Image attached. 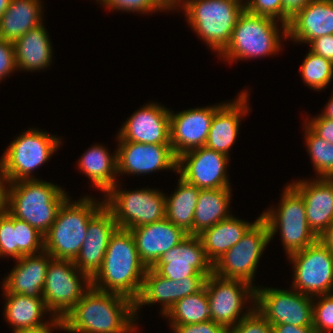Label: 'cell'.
Instances as JSON below:
<instances>
[{
	"label": "cell",
	"instance_id": "obj_1",
	"mask_svg": "<svg viewBox=\"0 0 333 333\" xmlns=\"http://www.w3.org/2000/svg\"><path fill=\"white\" fill-rule=\"evenodd\" d=\"M136 317L133 300L91 287L62 319V330L70 333H135Z\"/></svg>",
	"mask_w": 333,
	"mask_h": 333
},
{
	"label": "cell",
	"instance_id": "obj_2",
	"mask_svg": "<svg viewBox=\"0 0 333 333\" xmlns=\"http://www.w3.org/2000/svg\"><path fill=\"white\" fill-rule=\"evenodd\" d=\"M146 269L130 230L118 228L110 238L102 266L91 278V284L94 289L118 293L135 301Z\"/></svg>",
	"mask_w": 333,
	"mask_h": 333
},
{
	"label": "cell",
	"instance_id": "obj_3",
	"mask_svg": "<svg viewBox=\"0 0 333 333\" xmlns=\"http://www.w3.org/2000/svg\"><path fill=\"white\" fill-rule=\"evenodd\" d=\"M68 197L60 186L39 179L5 183L4 209L45 235Z\"/></svg>",
	"mask_w": 333,
	"mask_h": 333
},
{
	"label": "cell",
	"instance_id": "obj_4",
	"mask_svg": "<svg viewBox=\"0 0 333 333\" xmlns=\"http://www.w3.org/2000/svg\"><path fill=\"white\" fill-rule=\"evenodd\" d=\"M104 205V201L96 202L90 196L77 202H70L68 197L44 235V251L53 259L74 261L86 238L89 220Z\"/></svg>",
	"mask_w": 333,
	"mask_h": 333
},
{
	"label": "cell",
	"instance_id": "obj_5",
	"mask_svg": "<svg viewBox=\"0 0 333 333\" xmlns=\"http://www.w3.org/2000/svg\"><path fill=\"white\" fill-rule=\"evenodd\" d=\"M182 9L193 31L220 54L228 45L245 7L237 0H187Z\"/></svg>",
	"mask_w": 333,
	"mask_h": 333
},
{
	"label": "cell",
	"instance_id": "obj_6",
	"mask_svg": "<svg viewBox=\"0 0 333 333\" xmlns=\"http://www.w3.org/2000/svg\"><path fill=\"white\" fill-rule=\"evenodd\" d=\"M61 140L47 132L31 128L15 138L0 159V175L5 183L37 179L36 168L58 150ZM31 174V175H30Z\"/></svg>",
	"mask_w": 333,
	"mask_h": 333
},
{
	"label": "cell",
	"instance_id": "obj_7",
	"mask_svg": "<svg viewBox=\"0 0 333 333\" xmlns=\"http://www.w3.org/2000/svg\"><path fill=\"white\" fill-rule=\"evenodd\" d=\"M276 22L275 19L251 14L244 9L228 45L219 56L231 62L276 54L281 48V35Z\"/></svg>",
	"mask_w": 333,
	"mask_h": 333
},
{
	"label": "cell",
	"instance_id": "obj_8",
	"mask_svg": "<svg viewBox=\"0 0 333 333\" xmlns=\"http://www.w3.org/2000/svg\"><path fill=\"white\" fill-rule=\"evenodd\" d=\"M260 216L268 226L270 241L280 231L288 256L318 240L307 223L304 198L291 184L285 186L278 209H267Z\"/></svg>",
	"mask_w": 333,
	"mask_h": 333
},
{
	"label": "cell",
	"instance_id": "obj_9",
	"mask_svg": "<svg viewBox=\"0 0 333 333\" xmlns=\"http://www.w3.org/2000/svg\"><path fill=\"white\" fill-rule=\"evenodd\" d=\"M114 185L104 204L112 212L118 228L130 230L166 218L165 195L159 190L142 188L126 191Z\"/></svg>",
	"mask_w": 333,
	"mask_h": 333
},
{
	"label": "cell",
	"instance_id": "obj_10",
	"mask_svg": "<svg viewBox=\"0 0 333 333\" xmlns=\"http://www.w3.org/2000/svg\"><path fill=\"white\" fill-rule=\"evenodd\" d=\"M91 287V278L73 261L53 259L47 269L42 296L50 314L63 319Z\"/></svg>",
	"mask_w": 333,
	"mask_h": 333
},
{
	"label": "cell",
	"instance_id": "obj_11",
	"mask_svg": "<svg viewBox=\"0 0 333 333\" xmlns=\"http://www.w3.org/2000/svg\"><path fill=\"white\" fill-rule=\"evenodd\" d=\"M269 242L268 226L259 216L241 240L213 263V273L243 280L252 286L259 260Z\"/></svg>",
	"mask_w": 333,
	"mask_h": 333
},
{
	"label": "cell",
	"instance_id": "obj_12",
	"mask_svg": "<svg viewBox=\"0 0 333 333\" xmlns=\"http://www.w3.org/2000/svg\"><path fill=\"white\" fill-rule=\"evenodd\" d=\"M204 286L211 320L227 329L235 326L255 308L253 304L252 308L241 314L244 304L250 302L248 300L255 303V286L243 280L227 279L212 273L206 278Z\"/></svg>",
	"mask_w": 333,
	"mask_h": 333
},
{
	"label": "cell",
	"instance_id": "obj_13",
	"mask_svg": "<svg viewBox=\"0 0 333 333\" xmlns=\"http://www.w3.org/2000/svg\"><path fill=\"white\" fill-rule=\"evenodd\" d=\"M287 257L294 265L291 288L311 297L332 292L333 256L319 240Z\"/></svg>",
	"mask_w": 333,
	"mask_h": 333
},
{
	"label": "cell",
	"instance_id": "obj_14",
	"mask_svg": "<svg viewBox=\"0 0 333 333\" xmlns=\"http://www.w3.org/2000/svg\"><path fill=\"white\" fill-rule=\"evenodd\" d=\"M255 308L272 325H313V297L297 290L255 287Z\"/></svg>",
	"mask_w": 333,
	"mask_h": 333
},
{
	"label": "cell",
	"instance_id": "obj_15",
	"mask_svg": "<svg viewBox=\"0 0 333 333\" xmlns=\"http://www.w3.org/2000/svg\"><path fill=\"white\" fill-rule=\"evenodd\" d=\"M229 156L205 146L177 157V173L199 189L231 188L227 176Z\"/></svg>",
	"mask_w": 333,
	"mask_h": 333
},
{
	"label": "cell",
	"instance_id": "obj_16",
	"mask_svg": "<svg viewBox=\"0 0 333 333\" xmlns=\"http://www.w3.org/2000/svg\"><path fill=\"white\" fill-rule=\"evenodd\" d=\"M161 276L176 280L185 277H208L213 264L207 258L197 235H187L178 245L164 253L152 267Z\"/></svg>",
	"mask_w": 333,
	"mask_h": 333
},
{
	"label": "cell",
	"instance_id": "obj_17",
	"mask_svg": "<svg viewBox=\"0 0 333 333\" xmlns=\"http://www.w3.org/2000/svg\"><path fill=\"white\" fill-rule=\"evenodd\" d=\"M118 141L117 174L140 175L164 169L177 171V157L170 144Z\"/></svg>",
	"mask_w": 333,
	"mask_h": 333
},
{
	"label": "cell",
	"instance_id": "obj_18",
	"mask_svg": "<svg viewBox=\"0 0 333 333\" xmlns=\"http://www.w3.org/2000/svg\"><path fill=\"white\" fill-rule=\"evenodd\" d=\"M221 105L186 109L176 114L170 111V145L176 157L205 146L213 116Z\"/></svg>",
	"mask_w": 333,
	"mask_h": 333
},
{
	"label": "cell",
	"instance_id": "obj_19",
	"mask_svg": "<svg viewBox=\"0 0 333 333\" xmlns=\"http://www.w3.org/2000/svg\"><path fill=\"white\" fill-rule=\"evenodd\" d=\"M206 277H185L178 281L165 278L152 268H147L139 297L134 301L135 316L143 305L162 304L164 316L180 299L200 291Z\"/></svg>",
	"mask_w": 333,
	"mask_h": 333
},
{
	"label": "cell",
	"instance_id": "obj_20",
	"mask_svg": "<svg viewBox=\"0 0 333 333\" xmlns=\"http://www.w3.org/2000/svg\"><path fill=\"white\" fill-rule=\"evenodd\" d=\"M170 109L148 103L122 125L118 140L143 144H170Z\"/></svg>",
	"mask_w": 333,
	"mask_h": 333
},
{
	"label": "cell",
	"instance_id": "obj_21",
	"mask_svg": "<svg viewBox=\"0 0 333 333\" xmlns=\"http://www.w3.org/2000/svg\"><path fill=\"white\" fill-rule=\"evenodd\" d=\"M117 229L112 212L104 205L89 220L86 238L73 261L75 266L92 278L101 268L110 238Z\"/></svg>",
	"mask_w": 333,
	"mask_h": 333
},
{
	"label": "cell",
	"instance_id": "obj_22",
	"mask_svg": "<svg viewBox=\"0 0 333 333\" xmlns=\"http://www.w3.org/2000/svg\"><path fill=\"white\" fill-rule=\"evenodd\" d=\"M141 262L152 268L159 258L178 245L188 234L167 218L130 229Z\"/></svg>",
	"mask_w": 333,
	"mask_h": 333
},
{
	"label": "cell",
	"instance_id": "obj_23",
	"mask_svg": "<svg viewBox=\"0 0 333 333\" xmlns=\"http://www.w3.org/2000/svg\"><path fill=\"white\" fill-rule=\"evenodd\" d=\"M313 180H299L291 185L304 198L307 223L319 237L333 222V179Z\"/></svg>",
	"mask_w": 333,
	"mask_h": 333
},
{
	"label": "cell",
	"instance_id": "obj_24",
	"mask_svg": "<svg viewBox=\"0 0 333 333\" xmlns=\"http://www.w3.org/2000/svg\"><path fill=\"white\" fill-rule=\"evenodd\" d=\"M333 34V0H311L287 25V38L310 43L317 37Z\"/></svg>",
	"mask_w": 333,
	"mask_h": 333
},
{
	"label": "cell",
	"instance_id": "obj_25",
	"mask_svg": "<svg viewBox=\"0 0 333 333\" xmlns=\"http://www.w3.org/2000/svg\"><path fill=\"white\" fill-rule=\"evenodd\" d=\"M3 281L4 293L43 298L42 292L49 263L53 258L45 251L24 255Z\"/></svg>",
	"mask_w": 333,
	"mask_h": 333
},
{
	"label": "cell",
	"instance_id": "obj_26",
	"mask_svg": "<svg viewBox=\"0 0 333 333\" xmlns=\"http://www.w3.org/2000/svg\"><path fill=\"white\" fill-rule=\"evenodd\" d=\"M248 97L245 90L237 100L222 103L213 116L205 147L229 156L228 152L238 135L240 119L249 110Z\"/></svg>",
	"mask_w": 333,
	"mask_h": 333
},
{
	"label": "cell",
	"instance_id": "obj_27",
	"mask_svg": "<svg viewBox=\"0 0 333 333\" xmlns=\"http://www.w3.org/2000/svg\"><path fill=\"white\" fill-rule=\"evenodd\" d=\"M17 71H37L48 67L52 58V45L44 25L29 30L14 43Z\"/></svg>",
	"mask_w": 333,
	"mask_h": 333
},
{
	"label": "cell",
	"instance_id": "obj_28",
	"mask_svg": "<svg viewBox=\"0 0 333 333\" xmlns=\"http://www.w3.org/2000/svg\"><path fill=\"white\" fill-rule=\"evenodd\" d=\"M41 5L40 0H11L0 18V38L14 43L29 30L44 24Z\"/></svg>",
	"mask_w": 333,
	"mask_h": 333
},
{
	"label": "cell",
	"instance_id": "obj_29",
	"mask_svg": "<svg viewBox=\"0 0 333 333\" xmlns=\"http://www.w3.org/2000/svg\"><path fill=\"white\" fill-rule=\"evenodd\" d=\"M255 222L249 223L231 215L198 234L206 256L212 264L238 243Z\"/></svg>",
	"mask_w": 333,
	"mask_h": 333
},
{
	"label": "cell",
	"instance_id": "obj_30",
	"mask_svg": "<svg viewBox=\"0 0 333 333\" xmlns=\"http://www.w3.org/2000/svg\"><path fill=\"white\" fill-rule=\"evenodd\" d=\"M230 191V188L200 189L194 211L193 235H198L231 216L228 211L231 200Z\"/></svg>",
	"mask_w": 333,
	"mask_h": 333
},
{
	"label": "cell",
	"instance_id": "obj_31",
	"mask_svg": "<svg viewBox=\"0 0 333 333\" xmlns=\"http://www.w3.org/2000/svg\"><path fill=\"white\" fill-rule=\"evenodd\" d=\"M108 153L102 145H95L85 151L79 159L80 170L90 178L94 187L106 194L116 183L117 179V150L114 155Z\"/></svg>",
	"mask_w": 333,
	"mask_h": 333
},
{
	"label": "cell",
	"instance_id": "obj_32",
	"mask_svg": "<svg viewBox=\"0 0 333 333\" xmlns=\"http://www.w3.org/2000/svg\"><path fill=\"white\" fill-rule=\"evenodd\" d=\"M178 187L169 198L165 194L166 218L188 235H193L194 211L200 189L179 177Z\"/></svg>",
	"mask_w": 333,
	"mask_h": 333
},
{
	"label": "cell",
	"instance_id": "obj_33",
	"mask_svg": "<svg viewBox=\"0 0 333 333\" xmlns=\"http://www.w3.org/2000/svg\"><path fill=\"white\" fill-rule=\"evenodd\" d=\"M6 304L4 315L14 330L33 328L43 323L42 316L50 312L43 298L28 297L15 293H4Z\"/></svg>",
	"mask_w": 333,
	"mask_h": 333
},
{
	"label": "cell",
	"instance_id": "obj_34",
	"mask_svg": "<svg viewBox=\"0 0 333 333\" xmlns=\"http://www.w3.org/2000/svg\"><path fill=\"white\" fill-rule=\"evenodd\" d=\"M170 325L195 324L211 320L206 287L177 301L164 315Z\"/></svg>",
	"mask_w": 333,
	"mask_h": 333
},
{
	"label": "cell",
	"instance_id": "obj_35",
	"mask_svg": "<svg viewBox=\"0 0 333 333\" xmlns=\"http://www.w3.org/2000/svg\"><path fill=\"white\" fill-rule=\"evenodd\" d=\"M305 142L319 179H333V144L315 135L304 126Z\"/></svg>",
	"mask_w": 333,
	"mask_h": 333
},
{
	"label": "cell",
	"instance_id": "obj_36",
	"mask_svg": "<svg viewBox=\"0 0 333 333\" xmlns=\"http://www.w3.org/2000/svg\"><path fill=\"white\" fill-rule=\"evenodd\" d=\"M300 72L304 83L310 88L317 91L325 89L333 78V62L309 51Z\"/></svg>",
	"mask_w": 333,
	"mask_h": 333
},
{
	"label": "cell",
	"instance_id": "obj_37",
	"mask_svg": "<svg viewBox=\"0 0 333 333\" xmlns=\"http://www.w3.org/2000/svg\"><path fill=\"white\" fill-rule=\"evenodd\" d=\"M16 229V259L44 251V235L27 222L14 217Z\"/></svg>",
	"mask_w": 333,
	"mask_h": 333
},
{
	"label": "cell",
	"instance_id": "obj_38",
	"mask_svg": "<svg viewBox=\"0 0 333 333\" xmlns=\"http://www.w3.org/2000/svg\"><path fill=\"white\" fill-rule=\"evenodd\" d=\"M313 300V327L317 333H330L333 331V293L313 297Z\"/></svg>",
	"mask_w": 333,
	"mask_h": 333
},
{
	"label": "cell",
	"instance_id": "obj_39",
	"mask_svg": "<svg viewBox=\"0 0 333 333\" xmlns=\"http://www.w3.org/2000/svg\"><path fill=\"white\" fill-rule=\"evenodd\" d=\"M245 10L251 14L266 16L282 23V35L287 39V26L283 23V2L282 0H247Z\"/></svg>",
	"mask_w": 333,
	"mask_h": 333
},
{
	"label": "cell",
	"instance_id": "obj_40",
	"mask_svg": "<svg viewBox=\"0 0 333 333\" xmlns=\"http://www.w3.org/2000/svg\"><path fill=\"white\" fill-rule=\"evenodd\" d=\"M11 256L16 260V229L14 217L5 209L0 213V257Z\"/></svg>",
	"mask_w": 333,
	"mask_h": 333
},
{
	"label": "cell",
	"instance_id": "obj_41",
	"mask_svg": "<svg viewBox=\"0 0 333 333\" xmlns=\"http://www.w3.org/2000/svg\"><path fill=\"white\" fill-rule=\"evenodd\" d=\"M228 333H273L269 323L256 308L235 326L228 329Z\"/></svg>",
	"mask_w": 333,
	"mask_h": 333
},
{
	"label": "cell",
	"instance_id": "obj_42",
	"mask_svg": "<svg viewBox=\"0 0 333 333\" xmlns=\"http://www.w3.org/2000/svg\"><path fill=\"white\" fill-rule=\"evenodd\" d=\"M106 8L120 11H133L138 13H152L162 11L155 0H97Z\"/></svg>",
	"mask_w": 333,
	"mask_h": 333
},
{
	"label": "cell",
	"instance_id": "obj_43",
	"mask_svg": "<svg viewBox=\"0 0 333 333\" xmlns=\"http://www.w3.org/2000/svg\"><path fill=\"white\" fill-rule=\"evenodd\" d=\"M14 70H17L14 44L0 38V81Z\"/></svg>",
	"mask_w": 333,
	"mask_h": 333
},
{
	"label": "cell",
	"instance_id": "obj_44",
	"mask_svg": "<svg viewBox=\"0 0 333 333\" xmlns=\"http://www.w3.org/2000/svg\"><path fill=\"white\" fill-rule=\"evenodd\" d=\"M174 333H228V329L212 320L195 324L171 325Z\"/></svg>",
	"mask_w": 333,
	"mask_h": 333
},
{
	"label": "cell",
	"instance_id": "obj_45",
	"mask_svg": "<svg viewBox=\"0 0 333 333\" xmlns=\"http://www.w3.org/2000/svg\"><path fill=\"white\" fill-rule=\"evenodd\" d=\"M305 125L318 137L333 144V120L321 115L305 121Z\"/></svg>",
	"mask_w": 333,
	"mask_h": 333
},
{
	"label": "cell",
	"instance_id": "obj_46",
	"mask_svg": "<svg viewBox=\"0 0 333 333\" xmlns=\"http://www.w3.org/2000/svg\"><path fill=\"white\" fill-rule=\"evenodd\" d=\"M310 51L333 62V34L317 37L310 42Z\"/></svg>",
	"mask_w": 333,
	"mask_h": 333
},
{
	"label": "cell",
	"instance_id": "obj_47",
	"mask_svg": "<svg viewBox=\"0 0 333 333\" xmlns=\"http://www.w3.org/2000/svg\"><path fill=\"white\" fill-rule=\"evenodd\" d=\"M311 0H282L283 23L287 26L290 19L304 8Z\"/></svg>",
	"mask_w": 333,
	"mask_h": 333
},
{
	"label": "cell",
	"instance_id": "obj_48",
	"mask_svg": "<svg viewBox=\"0 0 333 333\" xmlns=\"http://www.w3.org/2000/svg\"><path fill=\"white\" fill-rule=\"evenodd\" d=\"M52 328H58L62 330V319L52 316L51 320L49 323L40 325L37 327L33 328H26V329H19V330H14L13 333H52Z\"/></svg>",
	"mask_w": 333,
	"mask_h": 333
},
{
	"label": "cell",
	"instance_id": "obj_49",
	"mask_svg": "<svg viewBox=\"0 0 333 333\" xmlns=\"http://www.w3.org/2000/svg\"><path fill=\"white\" fill-rule=\"evenodd\" d=\"M273 333H317L313 325L295 326L290 324L272 325Z\"/></svg>",
	"mask_w": 333,
	"mask_h": 333
},
{
	"label": "cell",
	"instance_id": "obj_50",
	"mask_svg": "<svg viewBox=\"0 0 333 333\" xmlns=\"http://www.w3.org/2000/svg\"><path fill=\"white\" fill-rule=\"evenodd\" d=\"M318 240L330 251L333 256V222L318 237Z\"/></svg>",
	"mask_w": 333,
	"mask_h": 333
},
{
	"label": "cell",
	"instance_id": "obj_51",
	"mask_svg": "<svg viewBox=\"0 0 333 333\" xmlns=\"http://www.w3.org/2000/svg\"><path fill=\"white\" fill-rule=\"evenodd\" d=\"M158 6L163 10H173L177 7H183L187 0H155ZM180 4V5H179ZM182 4V5H181Z\"/></svg>",
	"mask_w": 333,
	"mask_h": 333
},
{
	"label": "cell",
	"instance_id": "obj_52",
	"mask_svg": "<svg viewBox=\"0 0 333 333\" xmlns=\"http://www.w3.org/2000/svg\"><path fill=\"white\" fill-rule=\"evenodd\" d=\"M321 116L333 120V95L327 105H325L324 111L321 113Z\"/></svg>",
	"mask_w": 333,
	"mask_h": 333
},
{
	"label": "cell",
	"instance_id": "obj_53",
	"mask_svg": "<svg viewBox=\"0 0 333 333\" xmlns=\"http://www.w3.org/2000/svg\"><path fill=\"white\" fill-rule=\"evenodd\" d=\"M5 204V181L0 175V213L4 210Z\"/></svg>",
	"mask_w": 333,
	"mask_h": 333
},
{
	"label": "cell",
	"instance_id": "obj_54",
	"mask_svg": "<svg viewBox=\"0 0 333 333\" xmlns=\"http://www.w3.org/2000/svg\"><path fill=\"white\" fill-rule=\"evenodd\" d=\"M10 1L11 0H0V18L9 7Z\"/></svg>",
	"mask_w": 333,
	"mask_h": 333
},
{
	"label": "cell",
	"instance_id": "obj_55",
	"mask_svg": "<svg viewBox=\"0 0 333 333\" xmlns=\"http://www.w3.org/2000/svg\"><path fill=\"white\" fill-rule=\"evenodd\" d=\"M238 2L242 3L243 5H245L244 0H237Z\"/></svg>",
	"mask_w": 333,
	"mask_h": 333
}]
</instances>
